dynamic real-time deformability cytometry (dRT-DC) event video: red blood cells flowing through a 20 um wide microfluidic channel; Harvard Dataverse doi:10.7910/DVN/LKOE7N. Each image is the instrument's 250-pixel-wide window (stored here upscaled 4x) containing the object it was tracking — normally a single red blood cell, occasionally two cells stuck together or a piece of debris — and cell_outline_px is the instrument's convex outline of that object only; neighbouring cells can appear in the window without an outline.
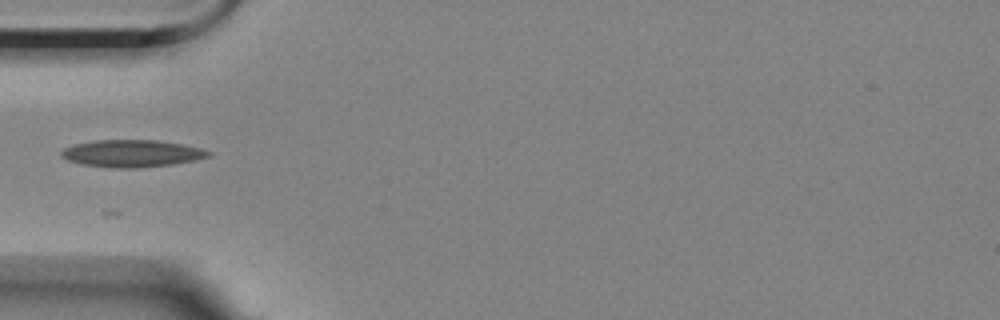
{"species": "Egyptian fruit bat (a non-hibernating species)", "species_latin": "Rousettus aegyptiacus", "temperature_condition": "room temperature", "stored_images_in_passage": 1, "camera_frame_rate_fps": 3000, "um_per_image_px": 0.085, "animal": {"sex": "female"}, "frame": {"image": 1, "passage_image": 1, "time_ms": 0.0, "image_size_px": [1000, 320], "cell_outline_px": [[212, 152], [208, 156], [196, 160], [172, 164], [136, 168], [116, 168], [84, 164], [68, 160], [60, 156], [60, 152], [64, 148], [76, 144], [96, 140], [156, 140], [180, 144], [200, 148]], "centroid_in_image_um": [11.2, 13.04], "position_along_channel_um": 73.8, "area_um2": 23.0}}